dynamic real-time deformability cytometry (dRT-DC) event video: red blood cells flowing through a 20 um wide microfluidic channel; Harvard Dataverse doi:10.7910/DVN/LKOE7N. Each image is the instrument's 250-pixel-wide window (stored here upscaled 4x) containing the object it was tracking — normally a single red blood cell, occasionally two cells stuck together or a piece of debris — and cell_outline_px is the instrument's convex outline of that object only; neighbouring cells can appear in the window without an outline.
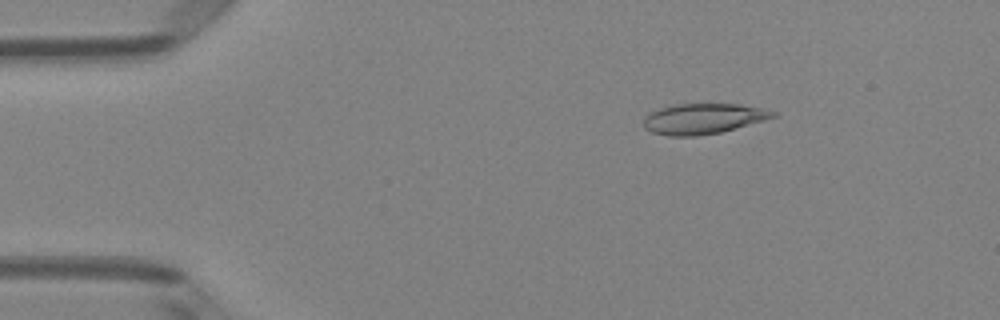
{"species": "Egyptian fruit bat (a non-hibernating species)", "species_latin": "Rousettus aegyptiacus", "temperature_condition": "room temperature", "stored_images_in_passage": 5, "camera_frame_rate_fps": 3000, "um_per_image_px": 0.085, "animal": {"sex": "female"}, "frame": {"image": 1, "passage_image": 3, "time_ms": 0.667, "image_size_px": [1000, 320], "cell_outline_px": [[780, 116], [720, 132], [696, 136], [668, 136], [652, 132], [644, 128], [644, 120], [652, 112], [660, 108], [676, 104], [740, 104], [764, 108], [776, 112]], "centroid_in_image_um": [59.82, 10.09], "position_along_channel_um": 25.2, "area_um2": 22.89}}
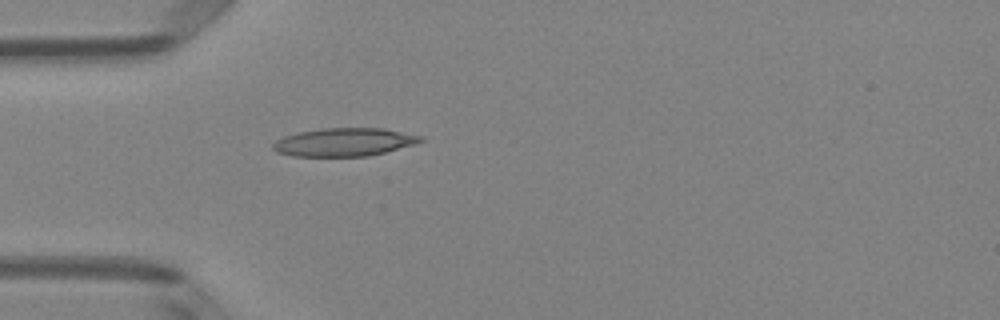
{"frame": {"image": 2, "passage_image": 5, "time_ms": 1.333, "image_size_px": [1000, 320], "cell_outline_px": [[424, 140], [412, 144], [384, 152], [368, 156], [292, 156], [276, 152], [272, 148], [272, 144], [276, 140], [284, 136], [300, 132], [324, 128], [384, 128], [424, 136]], "centroid_in_image_um": [29.23, 12.07], "position_along_channel_um": 55.8, "area_um2": 24.1}}